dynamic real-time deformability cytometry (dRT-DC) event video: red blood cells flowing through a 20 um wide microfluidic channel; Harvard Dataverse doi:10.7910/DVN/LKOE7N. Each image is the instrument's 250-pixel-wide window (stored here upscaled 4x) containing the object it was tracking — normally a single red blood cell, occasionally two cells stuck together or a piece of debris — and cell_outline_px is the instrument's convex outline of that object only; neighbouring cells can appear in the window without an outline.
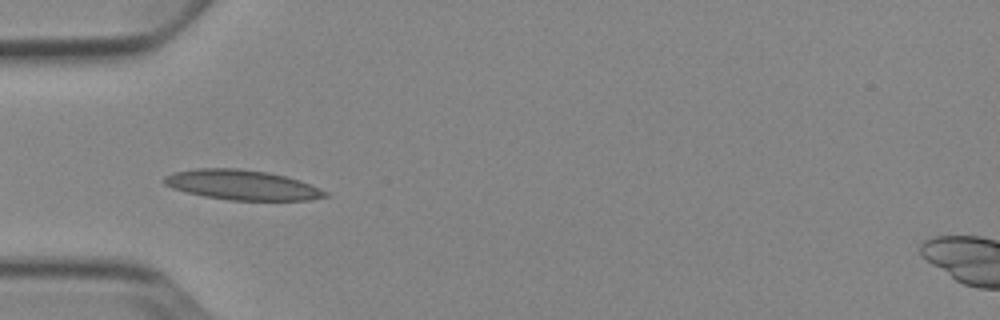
{"species": "Egyptian fruit bat (a non-hibernating species)", "species_latin": "Rousettus aegyptiacus", "temperature_condition": "cold", "stored_images_in_passage": 7, "camera_frame_rate_fps": 3000, "um_per_image_px": 0.085, "animal": {"sex": "female"}, "frame": {"image": 1, "passage_image": 5, "time_ms": 4.667, "image_size_px": [1000, 320], "cell_outline_px": [[332, 196], [308, 200], [228, 200], [204, 196], [172, 188], [164, 184], [164, 176], [172, 172], [196, 168], [236, 168], [268, 172], [300, 180], [320, 188], [328, 192]], "centroid_in_image_um": [20.59, 15.72], "position_along_channel_um": 64.4, "area_um2": 28.15}}
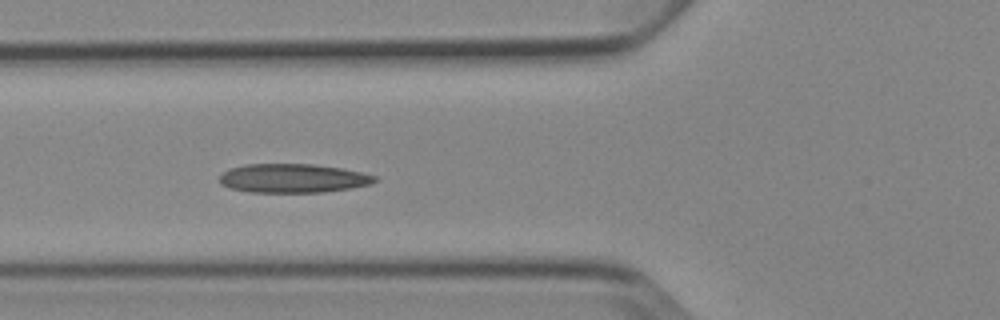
{"frame": {"image": 2, "passage_image": 6, "time_ms": 5.667, "image_size_px": [1000, 320], "cell_outline_px": [[376, 180], [372, 184], [324, 192], [248, 192], [232, 188], [220, 184], [220, 176], [224, 172], [232, 168], [244, 164], [312, 164], [340, 168], [360, 172], [376, 176]], "centroid_in_image_um": [24.89, 15.15], "position_along_channel_um": 100.9, "area_um2": 25.89}}
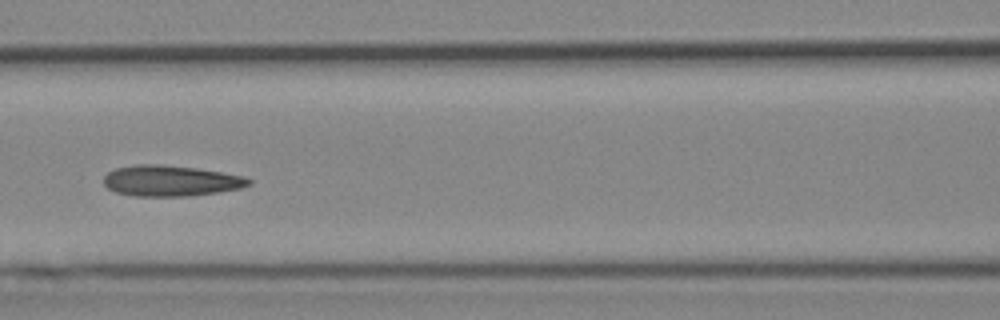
{"frame": {"image": 3, "passage_image": 7, "time_ms": 7.0, "image_size_px": [1000, 320], "cell_outline_px": [[252, 184], [240, 188], [216, 192], [188, 196], [136, 196], [116, 192], [108, 188], [104, 184], [104, 176], [108, 172], [116, 168], [136, 164], [160, 164], [196, 168], [244, 176], [252, 180]], "centroid_in_image_um": [14.5, 15.36], "position_along_channel_um": 152.1, "area_um2": 25.95}}